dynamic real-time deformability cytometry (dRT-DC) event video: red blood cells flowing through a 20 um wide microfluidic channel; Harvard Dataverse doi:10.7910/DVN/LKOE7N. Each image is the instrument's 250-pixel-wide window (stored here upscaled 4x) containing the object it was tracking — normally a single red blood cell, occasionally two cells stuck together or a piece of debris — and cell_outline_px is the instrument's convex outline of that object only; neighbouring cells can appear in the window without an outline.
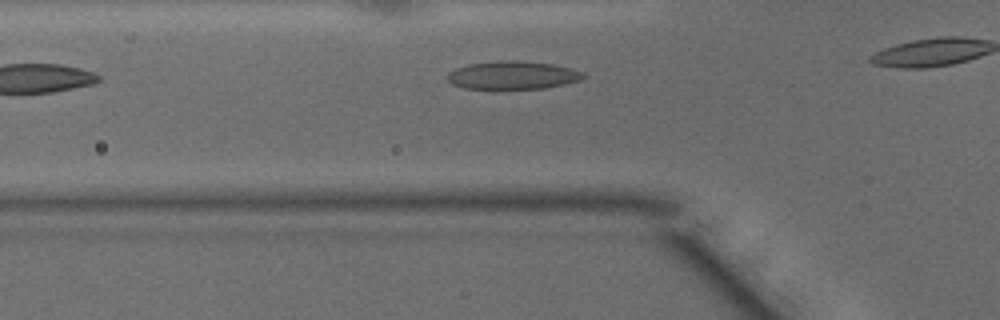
{"species": "common noctule bat (a hibernating species)", "species_latin": "Nyctalus noctula", "temperature_condition": "warm", "stored_images_in_passage": 7, "camera_frame_rate_fps": 3000, "um_per_image_px": 0.085, "animal": {"sex": "male", "body_mass_g": 15.6}, "frame": {"image": 1, "passage_image": 2, "time_ms": 0.333, "image_size_px": [1000, 320], "cell_outline_px": [[588, 76], [580, 80], [564, 84], [544, 88], [464, 88], [452, 84], [448, 80], [448, 72], [456, 68], [472, 64], [496, 60], [516, 60], [552, 64], [572, 68], [584, 72]], "centroid_in_image_um": [43.62, 6.38], "position_along_channel_um": 82.2, "area_um2": 22.14}}
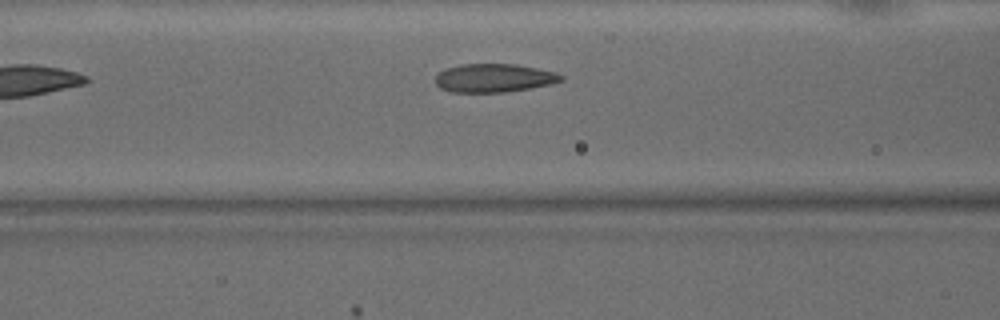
{"frame": {"image": 2, "passage_image": 5, "time_ms": 1.333, "image_size_px": [1000, 320], "cell_outline_px": [[564, 80], [552, 84], [504, 92], [452, 92], [440, 88], [436, 84], [436, 76], [444, 68], [460, 64], [516, 64], [556, 72], [564, 76]], "centroid_in_image_um": [41.99, 6.62], "position_along_channel_um": 124.6, "area_um2": 20.87}}